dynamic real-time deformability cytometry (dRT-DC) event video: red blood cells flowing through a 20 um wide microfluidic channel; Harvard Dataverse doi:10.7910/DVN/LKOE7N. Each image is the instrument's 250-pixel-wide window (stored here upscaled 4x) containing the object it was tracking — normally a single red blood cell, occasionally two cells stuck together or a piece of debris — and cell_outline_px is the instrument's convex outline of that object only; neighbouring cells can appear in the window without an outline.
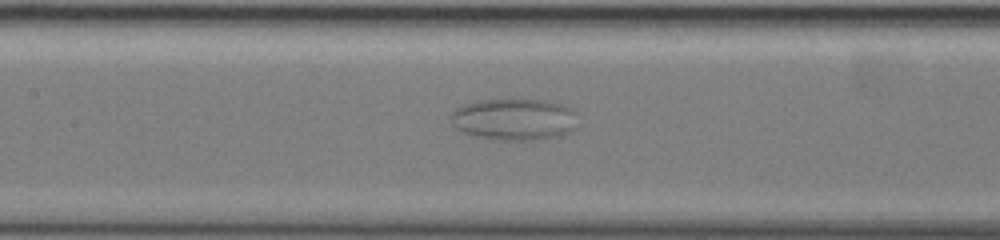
{"species": "common noctule bat (a hibernating species)", "species_latin": "Nyctalus noctula", "temperature_condition": "warm", "stored_images_in_passage": 47, "camera_frame_rate_fps": 3000, "um_per_image_px": 0.085, "animal": {"sex": "female", "body_mass_g": 19.5, "forearm_length_mm": 54.1}, "frame": {"image": 1, "passage_image": 16, "time_ms": 5.0, "image_size_px": [1000, 240], "cell_outline_px": [[568, 128], [560, 136], [532, 140], [500, 140], [476, 136], [464, 132], [456, 124], [456, 112], [464, 104], [484, 100], [544, 100], [560, 104], [568, 108]], "centroid_in_image_um": [43.63, 10.15], "position_along_channel_um": 163.8, "area_um2": 28.61}}
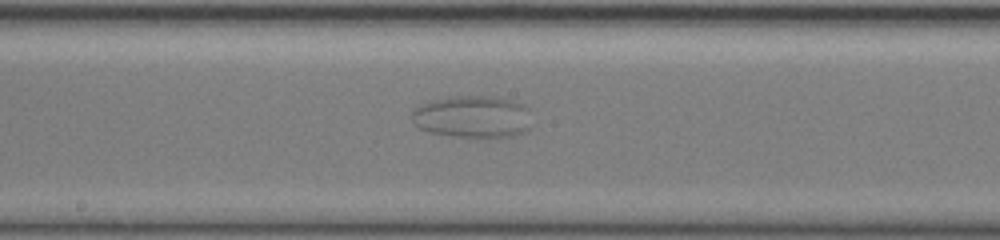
{"frame": {"image": 2, "passage_image": 20, "time_ms": 6.333, "image_size_px": [1000, 240], "cell_outline_px": [[524, 128], [520, 132], [512, 136], [480, 140], [476, 140], [432, 132], [420, 128], [416, 124], [412, 112], [416, 108], [432, 100], [452, 96], [492, 96], [524, 104]], "centroid_in_image_um": [40.08, 9.95], "position_along_channel_um": 208.1, "area_um2": 28.78}}
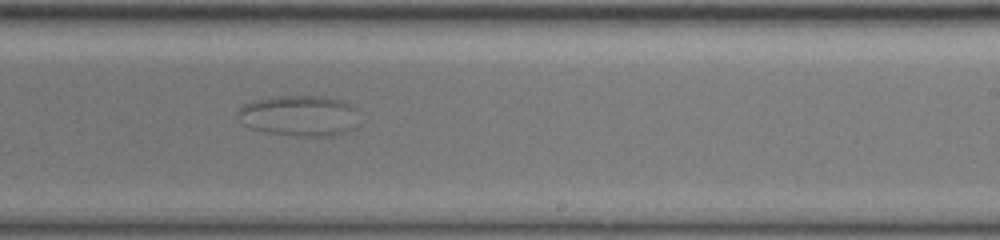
{"frame": {"image": 3, "passage_image": 25, "time_ms": 8.0, "image_size_px": [1000, 240], "cell_outline_px": [[352, 128], [332, 136], [304, 136], [264, 132], [252, 128], [244, 124], [240, 112], [240, 108], [244, 104], [256, 100], [276, 96], [324, 96], [340, 100], [348, 104], [352, 108]], "centroid_in_image_um": [25.37, 9.83], "position_along_channel_um": 263.6, "area_um2": 27.63}}